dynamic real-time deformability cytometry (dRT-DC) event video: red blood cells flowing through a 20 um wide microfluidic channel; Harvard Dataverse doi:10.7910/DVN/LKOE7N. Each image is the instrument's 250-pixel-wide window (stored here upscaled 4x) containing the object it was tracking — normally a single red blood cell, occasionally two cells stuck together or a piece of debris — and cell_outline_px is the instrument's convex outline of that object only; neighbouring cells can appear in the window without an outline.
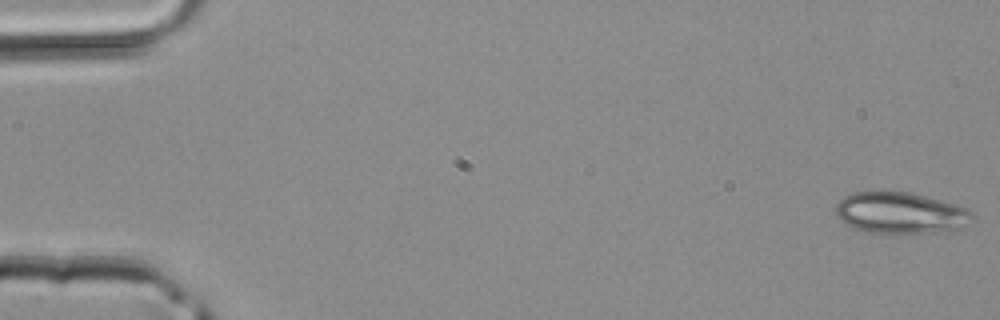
{"species": "common noctule bat (a hibernating species)", "species_latin": "Nyctalus noctula", "temperature_condition": "room temperature", "stored_images_in_passage": 44, "camera_frame_rate_fps": 3000, "um_per_image_px": 0.085, "animal": {"sex": "male", "body_mass_g": 20.4}, "frame": {"image": 1, "passage_image": 1, "time_ms": 0.0, "image_size_px": [1000, 320], "cell_outline_px": [[976, 216], [964, 228], [936, 232], [864, 232], [840, 220], [836, 216], [836, 204], [844, 196], [852, 192], [908, 192], [956, 204], [972, 212]], "centroid_in_image_um": [76.56, 18.09], "position_along_channel_um": 8.4, "area_um2": 32.6}}
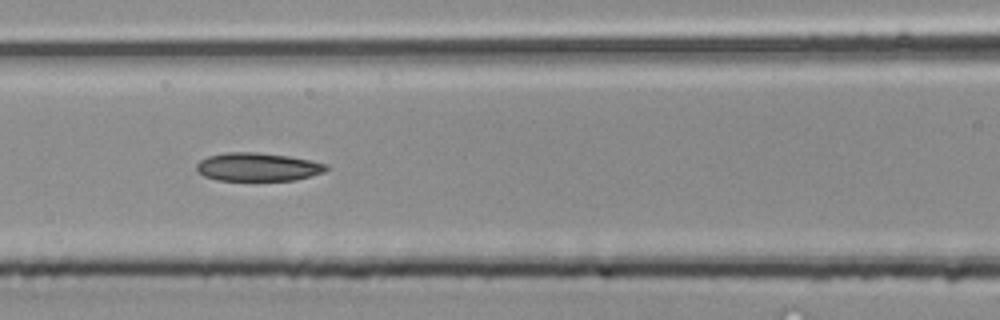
{"frame": {"image": 2, "passage_image": 20, "time_ms": 6.333, "image_size_px": [1000, 320], "cell_outline_px": [[328, 168], [324, 172], [296, 180], [216, 180], [204, 176], [196, 172], [196, 164], [200, 160], [208, 156], [228, 152], [260, 152], [288, 156], [328, 164]], "centroid_in_image_um": [21.88, 14.19], "position_along_channel_um": 144.7, "area_um2": 21.44}}
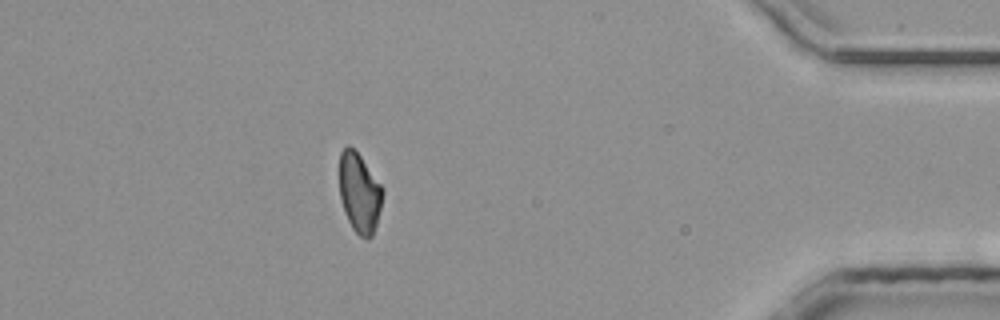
{"frame": {"image": 3, "passage_image": 40, "time_ms": 13.0, "image_size_px": [1000, 320], "cell_outline_px": [[384, 192], [376, 224], [372, 236], [368, 240], [360, 236], [352, 228], [344, 212], [340, 200], [340, 152], [348, 144], [360, 156], [384, 188]], "centroid_in_image_um": [30.55, 16.41], "position_along_channel_um": 404.6, "area_um2": 20.0}}